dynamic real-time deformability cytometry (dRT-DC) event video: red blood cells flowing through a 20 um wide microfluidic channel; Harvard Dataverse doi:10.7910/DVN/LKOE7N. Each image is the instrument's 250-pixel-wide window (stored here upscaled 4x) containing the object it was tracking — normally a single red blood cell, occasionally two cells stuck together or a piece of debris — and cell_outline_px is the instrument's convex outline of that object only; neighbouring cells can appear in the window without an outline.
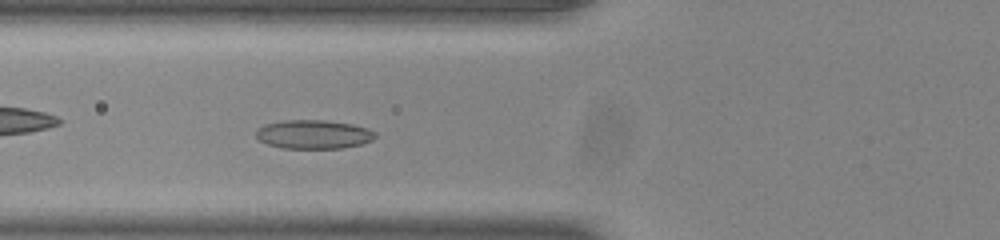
{"species": "common noctule bat (a hibernating species)", "species_latin": "Nyctalus noctula", "temperature_condition": "room temperature", "stored_images_in_passage": 47, "camera_frame_rate_fps": 3000, "um_per_image_px": 0.085, "animal": {"sex": "male", "body_mass_g": 20.0, "forearm_length_mm": 53.3}, "frame": {"image": 1, "passage_image": 15, "time_ms": 4.667, "image_size_px": [1000, 240], "cell_outline_px": [[376, 136], [372, 140], [360, 144], [344, 148], [280, 148], [268, 144], [260, 140], [256, 136], [256, 128], [264, 124], [284, 120], [324, 120], [352, 124], [368, 128], [376, 132]], "centroid_in_image_um": [26.64, 11.41], "position_along_channel_um": 99.2, "area_um2": 20.11}}
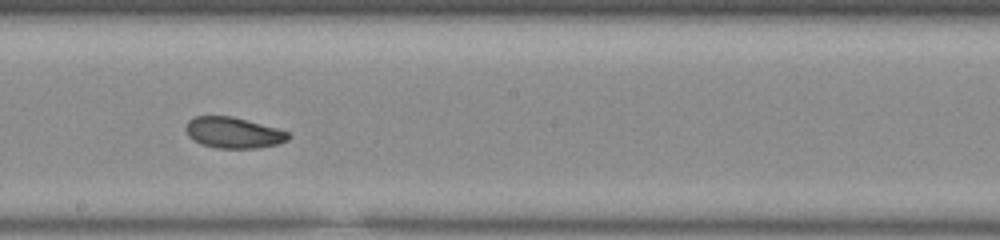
{"frame": {"image": 2, "passage_image": 25, "time_ms": 8.0, "image_size_px": [1000, 240], "cell_outline_px": [[292, 136], [288, 140], [276, 144], [260, 148], [216, 148], [200, 144], [192, 140], [188, 136], [184, 128], [188, 120], [196, 116], [232, 116], [276, 128], [288, 132]], "centroid_in_image_um": [19.8, 11.28], "position_along_channel_um": 228.4, "area_um2": 18.61}}
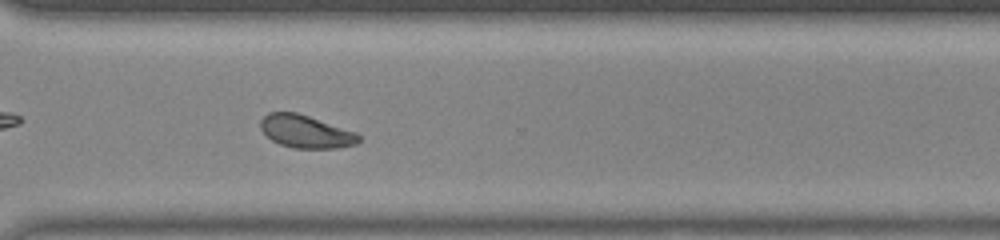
{"frame": {"image": 3, "passage_image": 34, "time_ms": 11.0, "image_size_px": [1000, 240], "cell_outline_px": [[360, 140], [356, 144], [336, 148], [296, 148], [280, 144], [272, 140], [260, 128], [260, 120], [268, 112], [296, 112], [356, 132], [360, 136]], "centroid_in_image_um": [25.98, 11.18], "position_along_channel_um": 344.6, "area_um2": 18.55}, "authors_computed_cell_mechanics": {"area_um2": 19.1318, "velocity_mm_per_s": 3.8775, "shape_relaxation_time_tau1_ms": 4.5761, "shape_relaxation_time_tau2_ms": 3.8077, "deformation_change_tau1": 0.1098, "deformation_change_tau2": 0.0787}}